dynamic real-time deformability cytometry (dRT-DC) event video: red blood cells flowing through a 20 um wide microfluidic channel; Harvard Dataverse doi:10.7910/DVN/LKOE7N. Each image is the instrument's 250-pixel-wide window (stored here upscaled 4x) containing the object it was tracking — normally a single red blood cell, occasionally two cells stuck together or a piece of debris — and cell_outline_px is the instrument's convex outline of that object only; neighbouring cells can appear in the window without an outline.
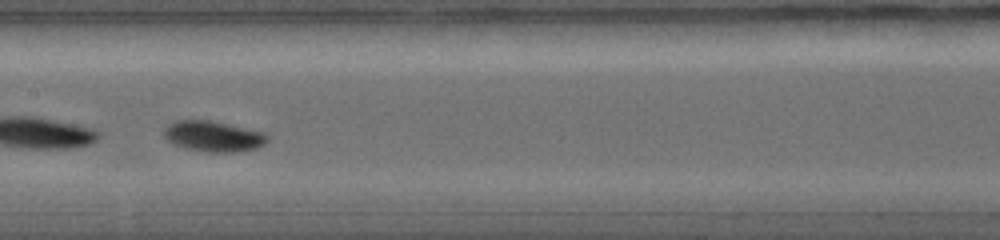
{"species": "common noctule bat (a hibernating species)", "species_latin": "Nyctalus noctula", "temperature_condition": "warm", "stored_images_in_passage": 9, "camera_frame_rate_fps": 5000, "um_per_image_px": 0.085, "animal": {"sex": "female", "body_mass_g": 19.0, "forearm_length_mm": 56.7}, "frame": {"image": 1, "passage_image": 6, "time_ms": 2.2, "image_size_px": [1000, 240], "cell_outline_px": [[264, 140], [256, 148], [228, 152], [216, 152], [192, 148], [180, 144], [172, 140], [164, 132], [172, 124], [180, 120], [208, 120], [256, 132], [264, 136]], "centroid_in_image_um": [18.11, 11.57], "position_along_channel_um": 189.3, "area_um2": 16.42}}
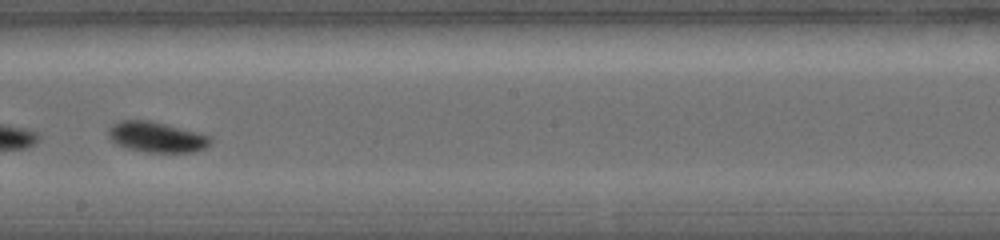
{"frame": {"image": 2, "passage_image": 8, "time_ms": 3.0, "image_size_px": [1000, 240], "cell_outline_px": [[208, 144], [204, 148], [192, 152], [156, 152], [136, 148], [124, 144], [116, 140], [112, 136], [112, 128], [116, 124], [128, 120], [140, 120], [204, 136], [208, 140]], "centroid_in_image_um": [13.35, 11.68], "position_along_channel_um": 234.8, "area_um2": 15.49}}